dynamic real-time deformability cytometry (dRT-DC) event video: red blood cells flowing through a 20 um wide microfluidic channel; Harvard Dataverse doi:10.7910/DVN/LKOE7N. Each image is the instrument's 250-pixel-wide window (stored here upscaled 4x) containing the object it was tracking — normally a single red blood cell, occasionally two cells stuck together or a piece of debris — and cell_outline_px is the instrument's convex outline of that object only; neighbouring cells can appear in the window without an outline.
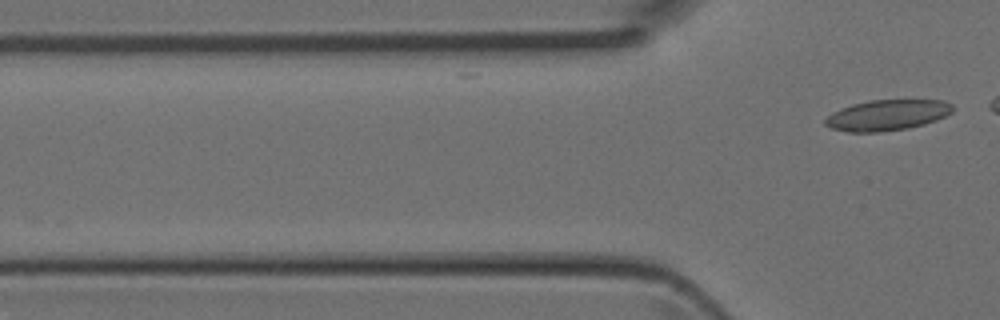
{"species": "Egyptian fruit bat (a non-hibernating species)", "species_latin": "Rousettus aegyptiacus", "temperature_condition": "room temperature", "stored_images_in_passage": 4, "camera_frame_rate_fps": 3000, "um_per_image_px": 0.085, "animal": {"sex": "female"}, "frame": {"image": 1, "passage_image": 4, "time_ms": 1.0, "image_size_px": [1000, 320], "cell_outline_px": [[952, 112], [936, 120], [924, 124], [908, 128], [880, 132], [848, 132], [832, 128], [824, 124], [824, 120], [832, 112], [840, 108], [852, 104], [868, 100], [944, 100], [952, 104]], "centroid_in_image_um": [75.39, 9.78], "position_along_channel_um": 50.4, "area_um2": 22.83}}